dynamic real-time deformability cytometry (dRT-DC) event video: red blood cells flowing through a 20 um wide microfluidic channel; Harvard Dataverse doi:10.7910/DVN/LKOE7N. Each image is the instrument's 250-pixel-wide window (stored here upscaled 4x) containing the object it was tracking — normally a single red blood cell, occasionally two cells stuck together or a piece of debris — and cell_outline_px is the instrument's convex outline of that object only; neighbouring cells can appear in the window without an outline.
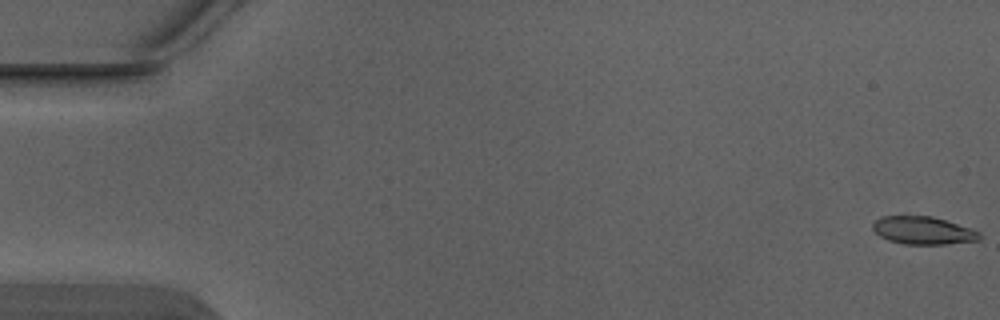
{"species": "Egyptian fruit bat (a non-hibernating species)", "species_latin": "Rousettus aegyptiacus", "temperature_condition": "warm", "stored_images_in_passage": 5, "camera_frame_rate_fps": 3000, "um_per_image_px": 0.085, "animal": {"sex": "male"}, "frame": {"image": 1, "passage_image": 1, "time_ms": 0.0, "image_size_px": [1000, 320], "cell_outline_px": [[980, 240], [944, 244], [904, 244], [888, 240], [880, 236], [872, 228], [872, 224], [880, 216], [932, 216], [972, 228], [980, 232]], "centroid_in_image_um": [78.46, 19.58], "position_along_channel_um": 6.5, "area_um2": 17.28}}
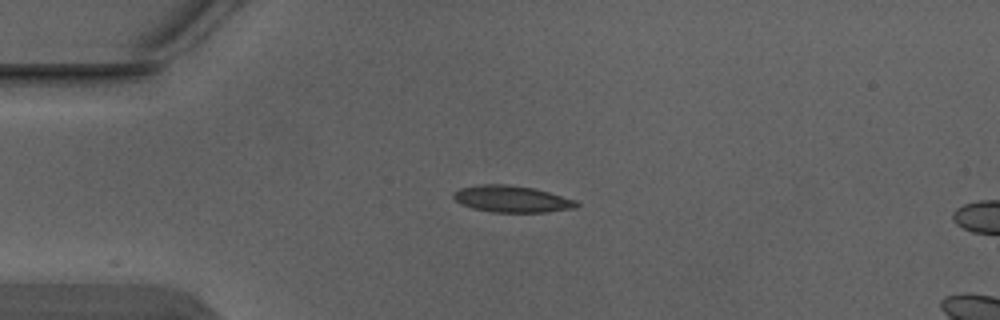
{"frame": {"image": 2, "passage_image": 4, "time_ms": 1.0, "image_size_px": [1000, 320], "cell_outline_px": [[580, 204], [576, 208], [544, 212], [492, 212], [472, 208], [460, 204], [452, 196], [452, 192], [460, 188], [480, 184], [508, 184], [532, 188], [548, 192], [576, 200]], "centroid_in_image_um": [43.47, 16.91], "position_along_channel_um": 41.5, "area_um2": 19.13}}